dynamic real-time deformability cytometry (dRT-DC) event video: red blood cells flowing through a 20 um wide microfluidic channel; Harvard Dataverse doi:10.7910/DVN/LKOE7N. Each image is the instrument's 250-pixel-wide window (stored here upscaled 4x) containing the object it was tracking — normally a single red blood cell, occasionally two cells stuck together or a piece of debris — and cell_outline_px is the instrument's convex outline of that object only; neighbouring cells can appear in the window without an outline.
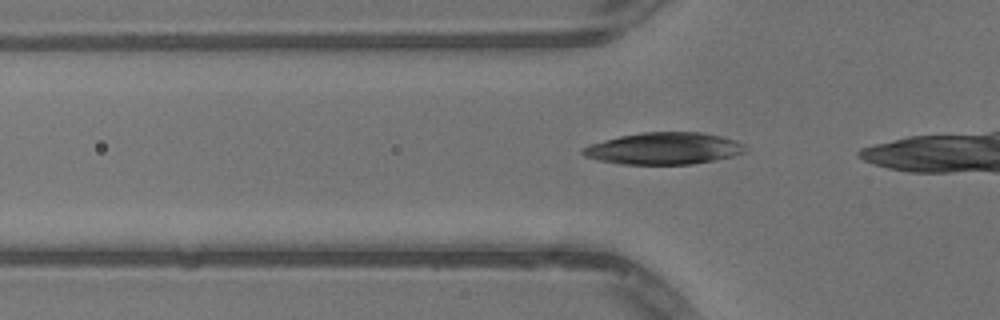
{"species": "common noctule bat (a hibernating species)", "species_latin": "Nyctalus noctula", "temperature_condition": "warm", "stored_images_in_passage": 16, "camera_frame_rate_fps": 3000, "um_per_image_px": 0.085, "animal": {"sex": "male", "body_mass_g": 13.3}, "frame": {"image": 1, "passage_image": 10, "time_ms": 3.0, "image_size_px": [1000, 320], "cell_outline_px": [[748, 148], [744, 152], [732, 156], [716, 160], [692, 164], [620, 164], [596, 160], [584, 156], [580, 152], [580, 148], [588, 144], [620, 136], [644, 132], [700, 132], [720, 136], [736, 140], [744, 144]], "centroid_in_image_um": [56.4, 12.62], "position_along_channel_um": 69.4, "area_um2": 30.4}}
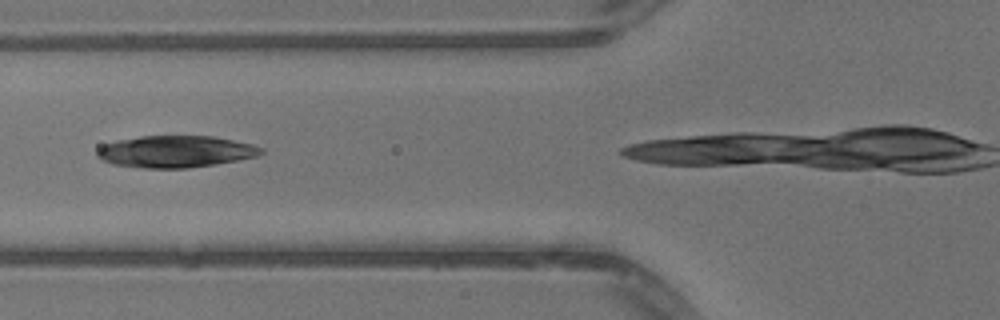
{"frame": {"image": 2, "passage_image": 13, "time_ms": 4.0, "image_size_px": [1000, 320], "cell_outline_px": [[264, 152], [256, 156], [236, 160], [188, 168], [144, 168], [112, 164], [100, 160], [96, 156], [96, 152], [104, 144], [116, 140], [140, 136], [212, 136], [252, 144], [264, 148]], "centroid_in_image_um": [14.88, 12.88], "position_along_channel_um": 110.9, "area_um2": 30.35}}